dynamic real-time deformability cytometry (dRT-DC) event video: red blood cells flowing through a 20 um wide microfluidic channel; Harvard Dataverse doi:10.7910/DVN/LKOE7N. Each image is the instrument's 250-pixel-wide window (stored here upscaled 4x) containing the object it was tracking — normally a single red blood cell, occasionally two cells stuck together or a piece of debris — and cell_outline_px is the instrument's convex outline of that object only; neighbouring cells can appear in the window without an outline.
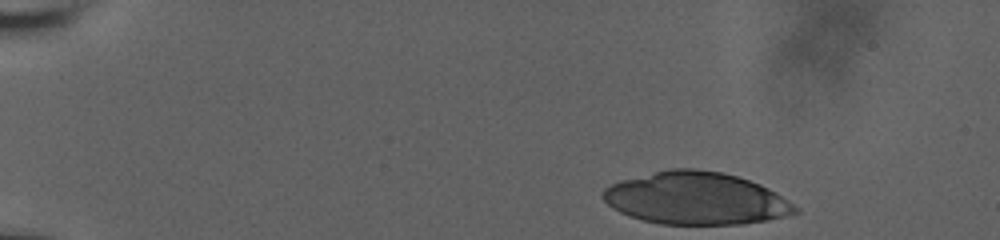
{"species": "human", "species_latin": "Homo sapiens", "temperature_condition": "room temperature", "stored_images_in_passage": 9, "camera_frame_rate_fps": 3000, "um_per_image_px": 0.085, "donor": {"sex": "male"}, "frame": {"image": 1, "passage_image": 1, "time_ms": 0.0, "image_size_px": [1000, 240], "cell_outline_px": [[800, 212], [788, 216], [768, 220], [744, 224], [660, 224], [628, 216], [612, 208], [600, 196], [604, 188], [620, 180], [672, 168], [696, 168], [720, 172], [736, 176], [760, 184], [776, 192], [800, 208]], "centroid_in_image_um": [59.17, 16.87], "position_along_channel_um": 25.8, "area_um2": 58.84}}